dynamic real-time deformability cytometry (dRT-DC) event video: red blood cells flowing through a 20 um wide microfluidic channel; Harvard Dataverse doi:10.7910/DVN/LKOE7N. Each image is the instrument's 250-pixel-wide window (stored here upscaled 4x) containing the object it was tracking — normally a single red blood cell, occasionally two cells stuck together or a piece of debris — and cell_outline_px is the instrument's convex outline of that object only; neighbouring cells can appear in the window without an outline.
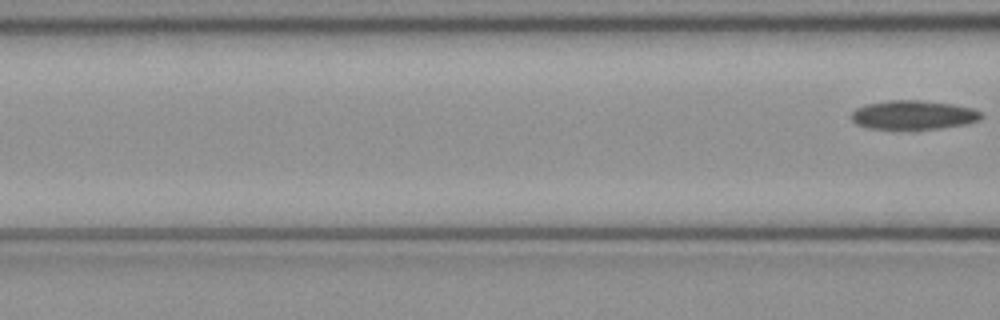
{"species": "common noctule bat (a hibernating species)", "species_latin": "Nyctalus noctula", "temperature_condition": "cold", "stored_images_in_passage": 6, "camera_frame_rate_fps": 3000, "um_per_image_px": 0.085, "animal": {"sex": "female", "body_mass_g": 21.9}, "frame": {"image": 1, "passage_image": 6, "time_ms": 1.667, "image_size_px": [1000, 320], "cell_outline_px": [[984, 116], [980, 120], [968, 124], [940, 128], [864, 128], [856, 124], [852, 120], [852, 112], [856, 108], [864, 104], [888, 100], [924, 100], [956, 104], [972, 108], [984, 112]], "centroid_in_image_um": [77.69, 9.75], "position_along_channel_um": 88.9, "area_um2": 22.2}}